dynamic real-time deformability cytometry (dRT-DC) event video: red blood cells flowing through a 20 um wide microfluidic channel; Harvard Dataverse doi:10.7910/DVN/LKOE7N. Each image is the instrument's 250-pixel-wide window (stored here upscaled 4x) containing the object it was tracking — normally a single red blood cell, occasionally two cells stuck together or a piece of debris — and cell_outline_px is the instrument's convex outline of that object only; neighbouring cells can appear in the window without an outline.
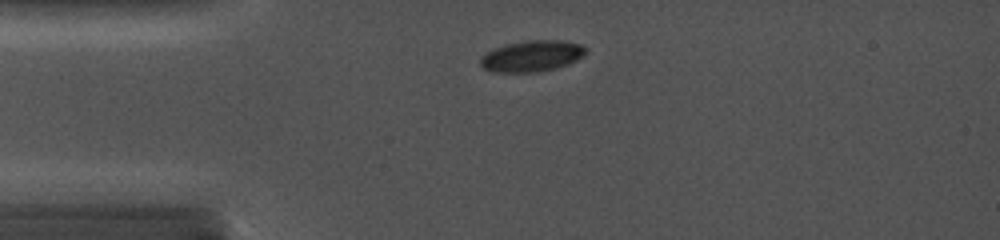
{"species": "common noctule bat (a hibernating species)", "species_latin": "Nyctalus noctula", "temperature_condition": "cold", "stored_images_in_passage": 2, "camera_frame_rate_fps": 5000, "um_per_image_px": 0.085, "animal": {"sex": "female", "body_mass_g": 19.0, "forearm_length_mm": 56.7}, "frame": {"image": 1, "passage_image": 1, "time_ms": 0.0, "image_size_px": [1000, 240], "cell_outline_px": [[588, 52], [584, 56], [568, 64], [552, 68], [532, 72], [496, 72], [484, 68], [480, 64], [480, 56], [504, 44], [524, 40], [564, 40], [580, 44], [588, 48]], "centroid_in_image_um": [45.24, 4.74], "position_along_channel_um": 39.8, "area_um2": 19.13}}